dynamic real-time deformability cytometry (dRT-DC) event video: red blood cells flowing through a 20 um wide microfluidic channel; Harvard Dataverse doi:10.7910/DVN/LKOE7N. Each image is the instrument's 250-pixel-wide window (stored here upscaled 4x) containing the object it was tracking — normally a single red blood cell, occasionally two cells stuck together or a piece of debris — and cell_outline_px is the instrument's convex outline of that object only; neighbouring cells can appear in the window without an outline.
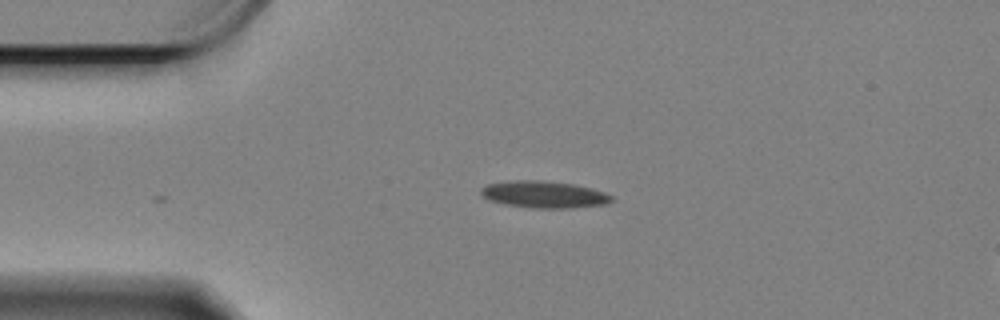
{"species": "Egyptian fruit bat (a non-hibernating species)", "species_latin": "Rousettus aegyptiacus", "temperature_condition": "cold", "stored_images_in_passage": 4, "camera_frame_rate_fps": 3000, "um_per_image_px": 0.085, "animal": {"sex": "female"}, "frame": {"image": 1, "passage_image": 1, "time_ms": 0.0, "image_size_px": [1000, 320], "cell_outline_px": [[612, 200], [604, 204], [564, 208], [540, 208], [508, 204], [492, 200], [484, 196], [480, 192], [480, 188], [488, 184], [508, 180], [540, 180], [572, 184], [604, 192], [612, 196]], "centroid_in_image_um": [46.21, 16.51], "position_along_channel_um": 38.8, "area_um2": 19.88}}